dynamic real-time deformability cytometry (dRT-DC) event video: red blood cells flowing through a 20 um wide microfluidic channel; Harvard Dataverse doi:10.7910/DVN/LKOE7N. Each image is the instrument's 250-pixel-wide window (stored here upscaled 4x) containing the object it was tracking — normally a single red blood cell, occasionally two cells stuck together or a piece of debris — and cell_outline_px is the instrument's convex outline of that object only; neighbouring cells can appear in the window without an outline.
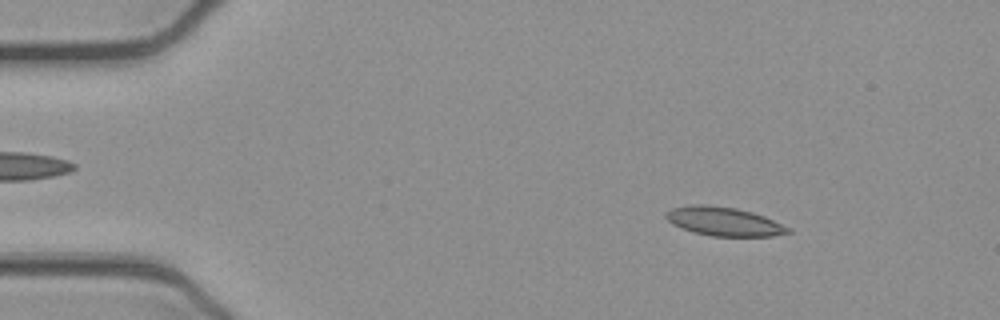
{"species": "common noctule bat (a hibernating species)", "species_latin": "Nyctalus noctula", "temperature_condition": "cold", "stored_images_in_passage": 50, "camera_frame_rate_fps": 3000, "um_per_image_px": 0.085, "animal": {"sex": "female", "body_mass_g": 21.9}, "frame": {"image": 1, "passage_image": 5, "time_ms": 1.333, "image_size_px": [1000, 320], "cell_outline_px": [[792, 232], [772, 236], [712, 236], [692, 232], [672, 224], [664, 216], [664, 212], [672, 208], [692, 204], [708, 204], [736, 208], [752, 212], [764, 216], [792, 228]], "centroid_in_image_um": [61.52, 18.82], "position_along_channel_um": 23.5, "area_um2": 20.69}}
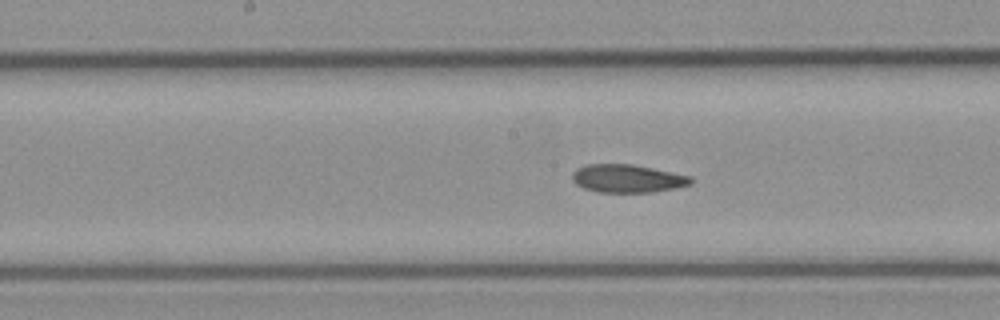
{"frame": {"image": 2, "passage_image": 24, "time_ms": 7.667, "image_size_px": [1000, 320], "cell_outline_px": [[692, 184], [676, 188], [652, 192], [596, 192], [584, 188], [576, 184], [572, 180], [572, 172], [576, 168], [584, 164], [632, 164], [692, 176]], "centroid_in_image_um": [53.31, 15.17], "position_along_channel_um": 194.9, "area_um2": 19.54}}
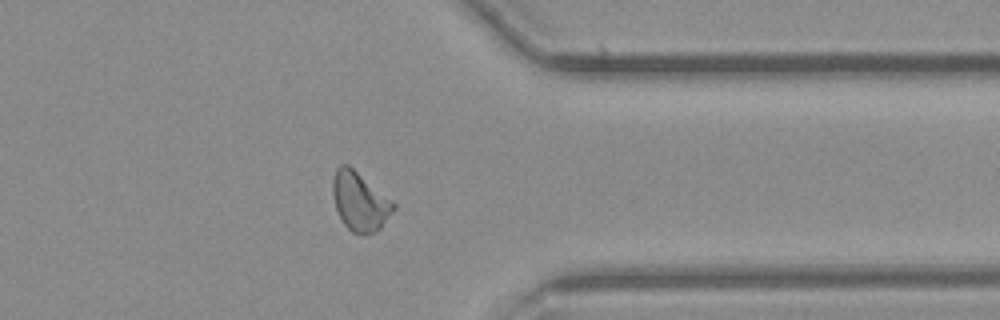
{"frame": {"image": 3, "passage_image": 39, "time_ms": 12.667, "image_size_px": [1000, 320], "cell_outline_px": [[396, 208], [380, 228], [376, 232], [360, 236], [352, 232], [344, 224], [336, 208], [332, 196], [332, 180], [336, 168], [340, 164], [348, 164], [396, 204]], "centroid_in_image_um": [30.57, 17.14], "position_along_channel_um": 380.8, "area_um2": 20.81}, "authors_computed_cell_mechanics": {"area_um2": 20.3456, "velocity_mm_per_s": 3.8971, "shape_relaxation_time_tau1_ms": null, "shape_relaxation_time_tau2_ms": 4.5573, "deformation_change_tau1": null, "deformation_change_tau2": 0.1083}}